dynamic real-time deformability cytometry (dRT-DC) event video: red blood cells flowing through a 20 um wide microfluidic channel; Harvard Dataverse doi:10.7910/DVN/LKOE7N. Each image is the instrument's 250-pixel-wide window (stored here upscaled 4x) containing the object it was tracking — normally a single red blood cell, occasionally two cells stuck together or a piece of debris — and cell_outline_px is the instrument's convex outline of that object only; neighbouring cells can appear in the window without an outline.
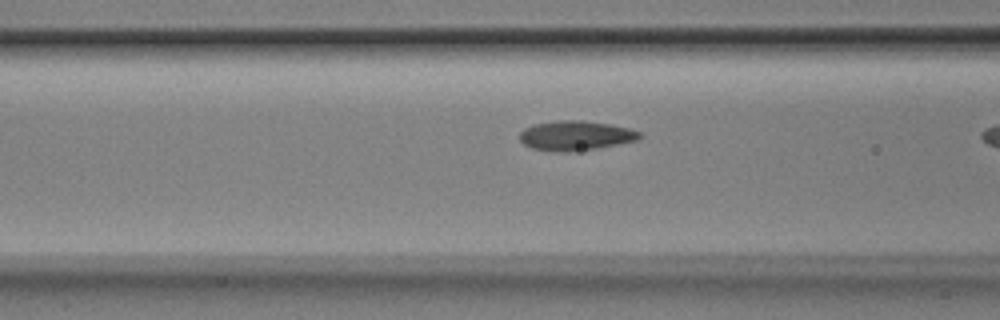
{"species": "Egyptian fruit bat (a non-hibernating species)", "species_latin": "Rousettus aegyptiacus", "temperature_condition": "room temperature", "stored_images_in_passage": 19, "camera_frame_rate_fps": 3000, "um_per_image_px": 0.085, "animal": {"sex": "male"}, "frame": {"image": 1, "passage_image": 18, "time_ms": 5.667, "image_size_px": [1000, 320], "cell_outline_px": [[644, 136], [636, 140], [596, 148], [568, 152], [556, 152], [532, 148], [524, 144], [520, 140], [520, 132], [524, 128], [536, 124], [556, 120], [580, 120], [612, 124], [628, 128], [640, 132]], "centroid_in_image_um": [48.92, 11.52], "position_along_channel_um": 117.7, "area_um2": 20.63}}